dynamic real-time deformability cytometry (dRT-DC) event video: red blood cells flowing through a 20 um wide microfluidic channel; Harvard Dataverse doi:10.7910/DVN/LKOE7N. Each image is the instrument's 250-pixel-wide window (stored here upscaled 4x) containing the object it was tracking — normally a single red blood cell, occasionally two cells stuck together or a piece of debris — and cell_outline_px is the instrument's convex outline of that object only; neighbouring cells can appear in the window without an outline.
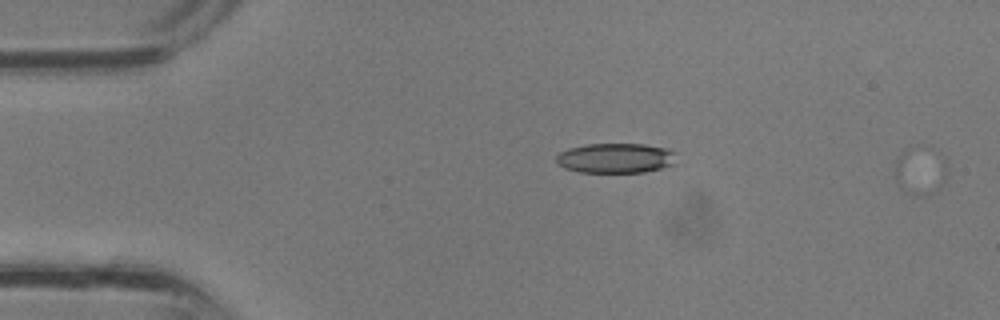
{"species": "common noctule bat (a hibernating species)", "species_latin": "Nyctalus noctula", "temperature_condition": "room temperature", "stored_images_in_passage": 31, "segment_of_instrument_passage": [1, 2], "camera_frame_rate_fps": 3000, "um_per_image_px": 0.085, "animal": {"sex": "male", "body_mass_g": 13.3}, "frame": {"image": 1, "passage_image": 3, "time_ms": 0.667, "image_size_px": [1000, 320], "cell_outline_px": [[948, 168], [944, 180], [932, 196], [920, 196], [900, 188], [896, 180], [896, 156], [900, 152], [908, 148], [944, 164]], "centroid_in_image_um": [78.12, 14.71], "position_along_channel_um": 6.9, "area_um2": 12.89}}